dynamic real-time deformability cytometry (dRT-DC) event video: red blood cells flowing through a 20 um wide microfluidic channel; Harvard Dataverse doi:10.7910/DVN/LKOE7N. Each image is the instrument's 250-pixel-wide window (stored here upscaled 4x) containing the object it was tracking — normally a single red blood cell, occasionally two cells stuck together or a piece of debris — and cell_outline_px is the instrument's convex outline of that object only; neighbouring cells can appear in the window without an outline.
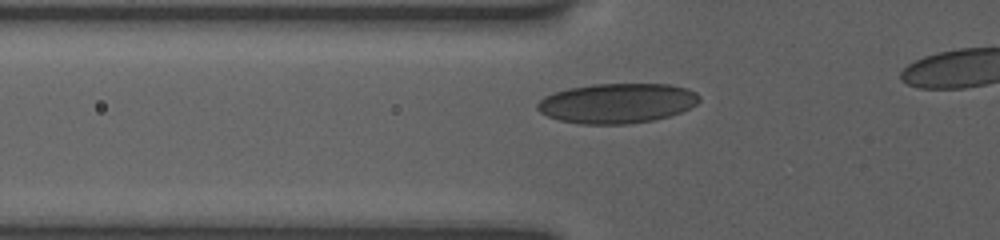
{"species": "human", "species_latin": "Homo sapiens", "temperature_condition": "room temperature", "stored_images_in_passage": 30, "camera_frame_rate_fps": 3000, "um_per_image_px": 0.085, "donor": {"sex": "female"}, "frame": {"image": 1, "passage_image": 2, "time_ms": 0.333, "image_size_px": [1000, 240], "cell_outline_px": [[700, 100], [696, 104], [680, 112], [668, 116], [652, 120], [628, 124], [580, 124], [560, 120], [548, 116], [540, 112], [536, 108], [536, 104], [544, 96], [552, 92], [568, 88], [592, 84], [668, 84], [688, 88], [696, 92], [700, 96]], "centroid_in_image_um": [52.43, 8.76], "position_along_channel_um": 73.4, "area_um2": 37.74}}
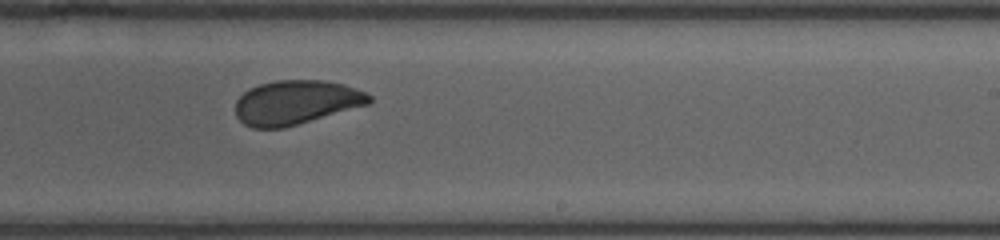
{"frame": {"image": 2, "passage_image": 17, "time_ms": 5.333, "image_size_px": [1000, 240], "cell_outline_px": [[372, 100], [368, 104], [284, 128], [252, 128], [244, 124], [236, 116], [236, 100], [244, 92], [260, 84], [276, 80], [324, 80], [344, 84], [368, 92], [372, 96]], "centroid_in_image_um": [25.18, 8.7], "position_along_channel_um": 263.8, "area_um2": 34.39}}
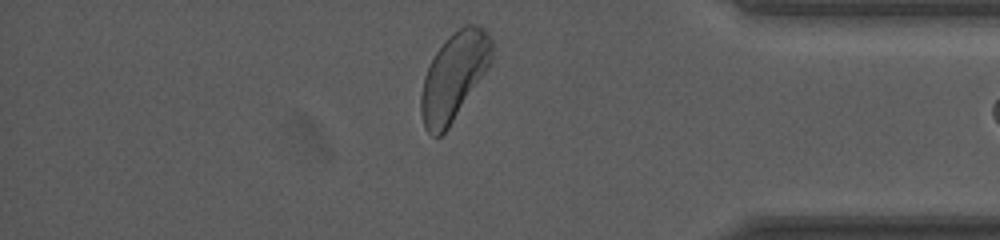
{"frame": {"image": 3, "passage_image": 29, "time_ms": 9.333, "image_size_px": [1000, 240], "cell_outline_px": [[492, 64], [448, 128], [440, 136], [432, 136], [424, 128], [420, 112], [420, 96], [424, 76], [436, 52], [444, 40], [452, 32], [464, 24], [476, 24], [484, 28], [488, 32], [492, 40]], "centroid_in_image_um": [38.6, 6.47], "position_along_channel_um": 396.6, "area_um2": 36.41}}